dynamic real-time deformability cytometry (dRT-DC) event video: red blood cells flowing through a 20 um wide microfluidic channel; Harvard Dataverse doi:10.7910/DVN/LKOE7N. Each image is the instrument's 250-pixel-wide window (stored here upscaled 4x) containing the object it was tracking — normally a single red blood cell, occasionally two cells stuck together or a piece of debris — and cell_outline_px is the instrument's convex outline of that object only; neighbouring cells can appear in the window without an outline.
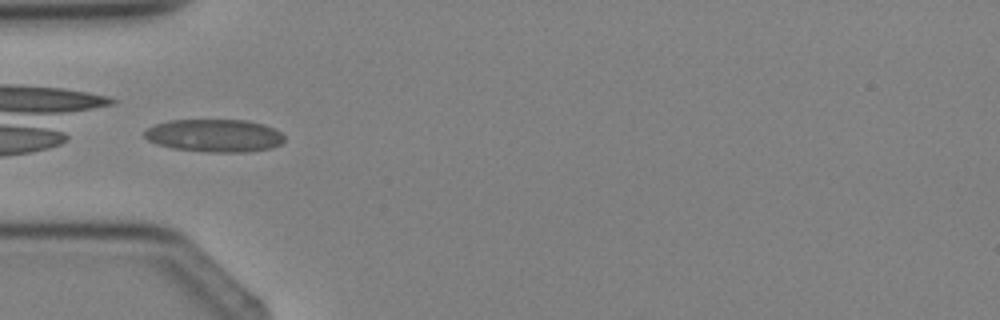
{"species": "Egyptian fruit bat (a non-hibernating species)", "species_latin": "Rousettus aegyptiacus", "temperature_condition": "cold", "stored_images_in_passage": 4, "camera_frame_rate_fps": 3000, "um_per_image_px": 0.085, "animal": {"sex": "female"}, "frame": {"image": 1, "passage_image": 4, "time_ms": 4.667, "image_size_px": [1000, 320], "cell_outline_px": [[284, 140], [280, 144], [272, 148], [248, 152], [208, 152], [172, 148], [156, 144], [148, 140], [144, 136], [144, 132], [148, 128], [156, 124], [168, 120], [248, 120], [264, 124], [280, 132], [284, 136]], "centroid_in_image_um": [18.23, 11.52], "position_along_channel_um": 66.8, "area_um2": 26.82}}